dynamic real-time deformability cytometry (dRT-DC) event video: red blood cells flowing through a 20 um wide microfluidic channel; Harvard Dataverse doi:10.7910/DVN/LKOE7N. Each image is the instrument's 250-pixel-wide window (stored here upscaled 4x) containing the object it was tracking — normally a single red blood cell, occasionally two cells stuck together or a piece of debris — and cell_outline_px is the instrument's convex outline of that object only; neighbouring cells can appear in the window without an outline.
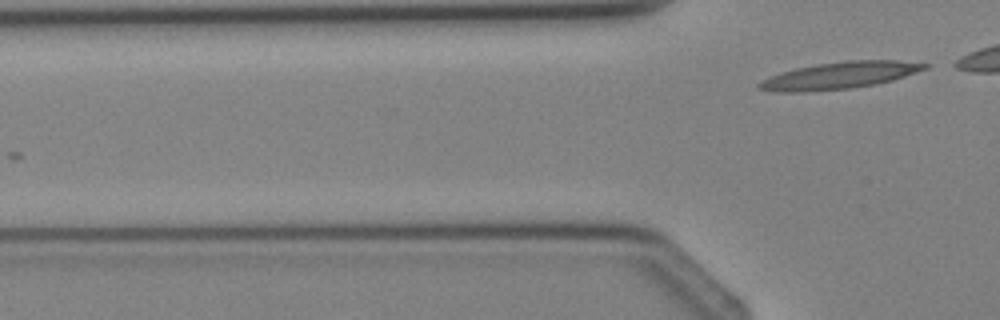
{"species": "Egyptian fruit bat (a non-hibernating species)", "species_latin": "Rousettus aegyptiacus", "temperature_condition": "cold", "stored_images_in_passage": 2, "camera_frame_rate_fps": 3000, "um_per_image_px": 0.085, "animal": {"sex": "female"}, "frame": {"image": 1, "passage_image": 2, "time_ms": 1.0, "image_size_px": [1000, 320], "cell_outline_px": [[932, 64], [928, 68], [892, 80], [876, 84], [848, 88], [808, 92], [772, 92], [756, 88], [756, 84], [780, 72], [796, 68], [816, 64], [848, 60], [896, 60]], "centroid_in_image_um": [71.35, 6.41], "position_along_channel_um": 54.5, "area_um2": 25.95}}